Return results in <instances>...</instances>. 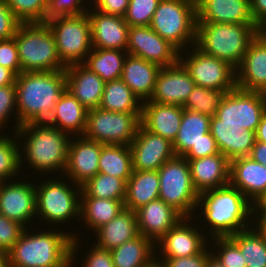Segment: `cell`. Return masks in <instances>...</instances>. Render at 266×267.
I'll list each match as a JSON object with an SVG mask.
<instances>
[{
  "instance_id": "cell-6",
  "label": "cell",
  "mask_w": 266,
  "mask_h": 267,
  "mask_svg": "<svg viewBox=\"0 0 266 267\" xmlns=\"http://www.w3.org/2000/svg\"><path fill=\"white\" fill-rule=\"evenodd\" d=\"M14 37L21 73L66 69L57 53L53 33L46 23H21Z\"/></svg>"
},
{
  "instance_id": "cell-53",
  "label": "cell",
  "mask_w": 266,
  "mask_h": 267,
  "mask_svg": "<svg viewBox=\"0 0 266 267\" xmlns=\"http://www.w3.org/2000/svg\"><path fill=\"white\" fill-rule=\"evenodd\" d=\"M82 267H114L112 254L109 250L92 245Z\"/></svg>"
},
{
  "instance_id": "cell-56",
  "label": "cell",
  "mask_w": 266,
  "mask_h": 267,
  "mask_svg": "<svg viewBox=\"0 0 266 267\" xmlns=\"http://www.w3.org/2000/svg\"><path fill=\"white\" fill-rule=\"evenodd\" d=\"M249 157L266 166V143L255 141Z\"/></svg>"
},
{
  "instance_id": "cell-32",
  "label": "cell",
  "mask_w": 266,
  "mask_h": 267,
  "mask_svg": "<svg viewBox=\"0 0 266 267\" xmlns=\"http://www.w3.org/2000/svg\"><path fill=\"white\" fill-rule=\"evenodd\" d=\"M158 170L133 171L126 182L124 208L136 211L159 198Z\"/></svg>"
},
{
  "instance_id": "cell-12",
  "label": "cell",
  "mask_w": 266,
  "mask_h": 267,
  "mask_svg": "<svg viewBox=\"0 0 266 267\" xmlns=\"http://www.w3.org/2000/svg\"><path fill=\"white\" fill-rule=\"evenodd\" d=\"M266 110V95L235 88L226 93L217 109L219 124H239L255 131Z\"/></svg>"
},
{
  "instance_id": "cell-3",
  "label": "cell",
  "mask_w": 266,
  "mask_h": 267,
  "mask_svg": "<svg viewBox=\"0 0 266 267\" xmlns=\"http://www.w3.org/2000/svg\"><path fill=\"white\" fill-rule=\"evenodd\" d=\"M253 204L237 188L230 183L215 189L199 193L197 206H202V215L211 227V239L215 237H230L245 230L249 224L248 218L253 214ZM252 214V215H251Z\"/></svg>"
},
{
  "instance_id": "cell-9",
  "label": "cell",
  "mask_w": 266,
  "mask_h": 267,
  "mask_svg": "<svg viewBox=\"0 0 266 267\" xmlns=\"http://www.w3.org/2000/svg\"><path fill=\"white\" fill-rule=\"evenodd\" d=\"M158 175L159 199L173 207L183 217L191 218L197 208L199 193L192 184L188 160L175 155L158 169Z\"/></svg>"
},
{
  "instance_id": "cell-43",
  "label": "cell",
  "mask_w": 266,
  "mask_h": 267,
  "mask_svg": "<svg viewBox=\"0 0 266 267\" xmlns=\"http://www.w3.org/2000/svg\"><path fill=\"white\" fill-rule=\"evenodd\" d=\"M21 23H45L49 0H4Z\"/></svg>"
},
{
  "instance_id": "cell-8",
  "label": "cell",
  "mask_w": 266,
  "mask_h": 267,
  "mask_svg": "<svg viewBox=\"0 0 266 267\" xmlns=\"http://www.w3.org/2000/svg\"><path fill=\"white\" fill-rule=\"evenodd\" d=\"M45 23L53 33L61 62L65 66L83 63L93 49L88 13L55 16Z\"/></svg>"
},
{
  "instance_id": "cell-21",
  "label": "cell",
  "mask_w": 266,
  "mask_h": 267,
  "mask_svg": "<svg viewBox=\"0 0 266 267\" xmlns=\"http://www.w3.org/2000/svg\"><path fill=\"white\" fill-rule=\"evenodd\" d=\"M89 11V12H88ZM91 24L92 47L126 51L129 25L124 17L87 10Z\"/></svg>"
},
{
  "instance_id": "cell-55",
  "label": "cell",
  "mask_w": 266,
  "mask_h": 267,
  "mask_svg": "<svg viewBox=\"0 0 266 267\" xmlns=\"http://www.w3.org/2000/svg\"><path fill=\"white\" fill-rule=\"evenodd\" d=\"M250 10L254 22L261 28L266 24V0H250Z\"/></svg>"
},
{
  "instance_id": "cell-23",
  "label": "cell",
  "mask_w": 266,
  "mask_h": 267,
  "mask_svg": "<svg viewBox=\"0 0 266 267\" xmlns=\"http://www.w3.org/2000/svg\"><path fill=\"white\" fill-rule=\"evenodd\" d=\"M138 231L153 243L159 241L170 229L184 218L161 199L141 206L136 211Z\"/></svg>"
},
{
  "instance_id": "cell-20",
  "label": "cell",
  "mask_w": 266,
  "mask_h": 267,
  "mask_svg": "<svg viewBox=\"0 0 266 267\" xmlns=\"http://www.w3.org/2000/svg\"><path fill=\"white\" fill-rule=\"evenodd\" d=\"M190 219L192 217L182 218L158 241L162 258L189 257L200 254L208 248L203 232L188 224L191 222Z\"/></svg>"
},
{
  "instance_id": "cell-5",
  "label": "cell",
  "mask_w": 266,
  "mask_h": 267,
  "mask_svg": "<svg viewBox=\"0 0 266 267\" xmlns=\"http://www.w3.org/2000/svg\"><path fill=\"white\" fill-rule=\"evenodd\" d=\"M260 30L257 24L197 23L195 46L236 69Z\"/></svg>"
},
{
  "instance_id": "cell-64",
  "label": "cell",
  "mask_w": 266,
  "mask_h": 267,
  "mask_svg": "<svg viewBox=\"0 0 266 267\" xmlns=\"http://www.w3.org/2000/svg\"><path fill=\"white\" fill-rule=\"evenodd\" d=\"M260 32L263 33L266 36V24L261 27Z\"/></svg>"
},
{
  "instance_id": "cell-18",
  "label": "cell",
  "mask_w": 266,
  "mask_h": 267,
  "mask_svg": "<svg viewBox=\"0 0 266 267\" xmlns=\"http://www.w3.org/2000/svg\"><path fill=\"white\" fill-rule=\"evenodd\" d=\"M195 85L188 70L178 61L174 65L161 67L149 101L183 106Z\"/></svg>"
},
{
  "instance_id": "cell-48",
  "label": "cell",
  "mask_w": 266,
  "mask_h": 267,
  "mask_svg": "<svg viewBox=\"0 0 266 267\" xmlns=\"http://www.w3.org/2000/svg\"><path fill=\"white\" fill-rule=\"evenodd\" d=\"M83 0H49L48 18L55 16L81 15L87 12V8L81 4Z\"/></svg>"
},
{
  "instance_id": "cell-52",
  "label": "cell",
  "mask_w": 266,
  "mask_h": 267,
  "mask_svg": "<svg viewBox=\"0 0 266 267\" xmlns=\"http://www.w3.org/2000/svg\"><path fill=\"white\" fill-rule=\"evenodd\" d=\"M218 153H220V151L217 143L209 132L204 135V139H202L196 146H193L183 157L186 159H199L210 155H216Z\"/></svg>"
},
{
  "instance_id": "cell-37",
  "label": "cell",
  "mask_w": 266,
  "mask_h": 267,
  "mask_svg": "<svg viewBox=\"0 0 266 267\" xmlns=\"http://www.w3.org/2000/svg\"><path fill=\"white\" fill-rule=\"evenodd\" d=\"M140 100L131 89L121 80L105 83L100 109L110 112L141 113Z\"/></svg>"
},
{
  "instance_id": "cell-13",
  "label": "cell",
  "mask_w": 266,
  "mask_h": 267,
  "mask_svg": "<svg viewBox=\"0 0 266 267\" xmlns=\"http://www.w3.org/2000/svg\"><path fill=\"white\" fill-rule=\"evenodd\" d=\"M186 57L179 61L188 70L194 83L201 87L231 91L236 88V71L229 63L203 53L195 45Z\"/></svg>"
},
{
  "instance_id": "cell-19",
  "label": "cell",
  "mask_w": 266,
  "mask_h": 267,
  "mask_svg": "<svg viewBox=\"0 0 266 267\" xmlns=\"http://www.w3.org/2000/svg\"><path fill=\"white\" fill-rule=\"evenodd\" d=\"M28 182L0 184V213L23 226L36 214V188ZM28 221V222H27Z\"/></svg>"
},
{
  "instance_id": "cell-54",
  "label": "cell",
  "mask_w": 266,
  "mask_h": 267,
  "mask_svg": "<svg viewBox=\"0 0 266 267\" xmlns=\"http://www.w3.org/2000/svg\"><path fill=\"white\" fill-rule=\"evenodd\" d=\"M130 0H95L94 9L105 14L124 17Z\"/></svg>"
},
{
  "instance_id": "cell-45",
  "label": "cell",
  "mask_w": 266,
  "mask_h": 267,
  "mask_svg": "<svg viewBox=\"0 0 266 267\" xmlns=\"http://www.w3.org/2000/svg\"><path fill=\"white\" fill-rule=\"evenodd\" d=\"M212 241L218 245L216 253L212 255L225 267H247L239 247L229 237H215Z\"/></svg>"
},
{
  "instance_id": "cell-4",
  "label": "cell",
  "mask_w": 266,
  "mask_h": 267,
  "mask_svg": "<svg viewBox=\"0 0 266 267\" xmlns=\"http://www.w3.org/2000/svg\"><path fill=\"white\" fill-rule=\"evenodd\" d=\"M18 138L25 139L24 146L25 156L23 160L27 159V163L31 165L34 170L45 173L52 171L64 172L67 163V154L70 143V136L68 133L60 131L55 126L47 124H31L26 123L15 131ZM29 134V136H28ZM69 136V137H68ZM29 161V162H28ZM58 169V170H57Z\"/></svg>"
},
{
  "instance_id": "cell-27",
  "label": "cell",
  "mask_w": 266,
  "mask_h": 267,
  "mask_svg": "<svg viewBox=\"0 0 266 267\" xmlns=\"http://www.w3.org/2000/svg\"><path fill=\"white\" fill-rule=\"evenodd\" d=\"M187 160L192 184L198 193L229 184L230 160L222 153Z\"/></svg>"
},
{
  "instance_id": "cell-33",
  "label": "cell",
  "mask_w": 266,
  "mask_h": 267,
  "mask_svg": "<svg viewBox=\"0 0 266 267\" xmlns=\"http://www.w3.org/2000/svg\"><path fill=\"white\" fill-rule=\"evenodd\" d=\"M211 117L183 108V117L175 140L172 142L176 156H184L209 133Z\"/></svg>"
},
{
  "instance_id": "cell-25",
  "label": "cell",
  "mask_w": 266,
  "mask_h": 267,
  "mask_svg": "<svg viewBox=\"0 0 266 267\" xmlns=\"http://www.w3.org/2000/svg\"><path fill=\"white\" fill-rule=\"evenodd\" d=\"M66 90L88 111L99 108L105 82L82 63L66 66Z\"/></svg>"
},
{
  "instance_id": "cell-42",
  "label": "cell",
  "mask_w": 266,
  "mask_h": 267,
  "mask_svg": "<svg viewBox=\"0 0 266 267\" xmlns=\"http://www.w3.org/2000/svg\"><path fill=\"white\" fill-rule=\"evenodd\" d=\"M14 136L12 139V136L0 135V181L2 182L3 180L4 182L7 181L8 178L11 180L12 176L15 177L24 163L22 161L23 155L18 149L20 144H18L15 132Z\"/></svg>"
},
{
  "instance_id": "cell-61",
  "label": "cell",
  "mask_w": 266,
  "mask_h": 267,
  "mask_svg": "<svg viewBox=\"0 0 266 267\" xmlns=\"http://www.w3.org/2000/svg\"><path fill=\"white\" fill-rule=\"evenodd\" d=\"M255 209L258 211H266V194L253 206V213H255Z\"/></svg>"
},
{
  "instance_id": "cell-22",
  "label": "cell",
  "mask_w": 266,
  "mask_h": 267,
  "mask_svg": "<svg viewBox=\"0 0 266 267\" xmlns=\"http://www.w3.org/2000/svg\"><path fill=\"white\" fill-rule=\"evenodd\" d=\"M229 183L255 205L266 194V166L249 156L234 158Z\"/></svg>"
},
{
  "instance_id": "cell-28",
  "label": "cell",
  "mask_w": 266,
  "mask_h": 267,
  "mask_svg": "<svg viewBox=\"0 0 266 267\" xmlns=\"http://www.w3.org/2000/svg\"><path fill=\"white\" fill-rule=\"evenodd\" d=\"M141 105V125L151 133L173 142L180 128L183 107L149 100Z\"/></svg>"
},
{
  "instance_id": "cell-51",
  "label": "cell",
  "mask_w": 266,
  "mask_h": 267,
  "mask_svg": "<svg viewBox=\"0 0 266 267\" xmlns=\"http://www.w3.org/2000/svg\"><path fill=\"white\" fill-rule=\"evenodd\" d=\"M212 251L206 249L200 253L189 257L163 258L159 260L165 267H205Z\"/></svg>"
},
{
  "instance_id": "cell-39",
  "label": "cell",
  "mask_w": 266,
  "mask_h": 267,
  "mask_svg": "<svg viewBox=\"0 0 266 267\" xmlns=\"http://www.w3.org/2000/svg\"><path fill=\"white\" fill-rule=\"evenodd\" d=\"M251 227L229 238L239 247L247 267H266V240Z\"/></svg>"
},
{
  "instance_id": "cell-17",
  "label": "cell",
  "mask_w": 266,
  "mask_h": 267,
  "mask_svg": "<svg viewBox=\"0 0 266 267\" xmlns=\"http://www.w3.org/2000/svg\"><path fill=\"white\" fill-rule=\"evenodd\" d=\"M236 71V88L266 94V36L259 32L251 41Z\"/></svg>"
},
{
  "instance_id": "cell-44",
  "label": "cell",
  "mask_w": 266,
  "mask_h": 267,
  "mask_svg": "<svg viewBox=\"0 0 266 267\" xmlns=\"http://www.w3.org/2000/svg\"><path fill=\"white\" fill-rule=\"evenodd\" d=\"M161 0H130L124 16L130 27L150 26L154 12Z\"/></svg>"
},
{
  "instance_id": "cell-7",
  "label": "cell",
  "mask_w": 266,
  "mask_h": 267,
  "mask_svg": "<svg viewBox=\"0 0 266 267\" xmlns=\"http://www.w3.org/2000/svg\"><path fill=\"white\" fill-rule=\"evenodd\" d=\"M150 27L182 55L187 44H196V0H161Z\"/></svg>"
},
{
  "instance_id": "cell-62",
  "label": "cell",
  "mask_w": 266,
  "mask_h": 267,
  "mask_svg": "<svg viewBox=\"0 0 266 267\" xmlns=\"http://www.w3.org/2000/svg\"><path fill=\"white\" fill-rule=\"evenodd\" d=\"M0 267H11L8 254L0 253Z\"/></svg>"
},
{
  "instance_id": "cell-29",
  "label": "cell",
  "mask_w": 266,
  "mask_h": 267,
  "mask_svg": "<svg viewBox=\"0 0 266 267\" xmlns=\"http://www.w3.org/2000/svg\"><path fill=\"white\" fill-rule=\"evenodd\" d=\"M160 69L155 63L127 54L120 79L142 103L152 96Z\"/></svg>"
},
{
  "instance_id": "cell-35",
  "label": "cell",
  "mask_w": 266,
  "mask_h": 267,
  "mask_svg": "<svg viewBox=\"0 0 266 267\" xmlns=\"http://www.w3.org/2000/svg\"><path fill=\"white\" fill-rule=\"evenodd\" d=\"M80 217L90 230L96 231L124 210V201L96 197H80ZM82 215V216H81Z\"/></svg>"
},
{
  "instance_id": "cell-59",
  "label": "cell",
  "mask_w": 266,
  "mask_h": 267,
  "mask_svg": "<svg viewBox=\"0 0 266 267\" xmlns=\"http://www.w3.org/2000/svg\"><path fill=\"white\" fill-rule=\"evenodd\" d=\"M256 141L266 143V110L262 115L261 121L255 132Z\"/></svg>"
},
{
  "instance_id": "cell-11",
  "label": "cell",
  "mask_w": 266,
  "mask_h": 267,
  "mask_svg": "<svg viewBox=\"0 0 266 267\" xmlns=\"http://www.w3.org/2000/svg\"><path fill=\"white\" fill-rule=\"evenodd\" d=\"M61 180L46 179L36 188V214L39 219L60 224L72 218H80L81 189L74 191ZM78 192V193H77ZM78 199V200H77ZM70 218V219H69Z\"/></svg>"
},
{
  "instance_id": "cell-41",
  "label": "cell",
  "mask_w": 266,
  "mask_h": 267,
  "mask_svg": "<svg viewBox=\"0 0 266 267\" xmlns=\"http://www.w3.org/2000/svg\"><path fill=\"white\" fill-rule=\"evenodd\" d=\"M227 92L195 85L182 107L213 117Z\"/></svg>"
},
{
  "instance_id": "cell-46",
  "label": "cell",
  "mask_w": 266,
  "mask_h": 267,
  "mask_svg": "<svg viewBox=\"0 0 266 267\" xmlns=\"http://www.w3.org/2000/svg\"><path fill=\"white\" fill-rule=\"evenodd\" d=\"M0 213V253H8L26 229Z\"/></svg>"
},
{
  "instance_id": "cell-1",
  "label": "cell",
  "mask_w": 266,
  "mask_h": 267,
  "mask_svg": "<svg viewBox=\"0 0 266 267\" xmlns=\"http://www.w3.org/2000/svg\"><path fill=\"white\" fill-rule=\"evenodd\" d=\"M17 115L14 129L31 124H47L53 119L56 103L66 90V72H22L15 79Z\"/></svg>"
},
{
  "instance_id": "cell-24",
  "label": "cell",
  "mask_w": 266,
  "mask_h": 267,
  "mask_svg": "<svg viewBox=\"0 0 266 267\" xmlns=\"http://www.w3.org/2000/svg\"><path fill=\"white\" fill-rule=\"evenodd\" d=\"M197 23L256 24L250 0H196Z\"/></svg>"
},
{
  "instance_id": "cell-38",
  "label": "cell",
  "mask_w": 266,
  "mask_h": 267,
  "mask_svg": "<svg viewBox=\"0 0 266 267\" xmlns=\"http://www.w3.org/2000/svg\"><path fill=\"white\" fill-rule=\"evenodd\" d=\"M99 172L124 179L133 172L132 154L128 145H103L99 158Z\"/></svg>"
},
{
  "instance_id": "cell-34",
  "label": "cell",
  "mask_w": 266,
  "mask_h": 267,
  "mask_svg": "<svg viewBox=\"0 0 266 267\" xmlns=\"http://www.w3.org/2000/svg\"><path fill=\"white\" fill-rule=\"evenodd\" d=\"M142 234L111 250L114 267H146L156 259L155 245Z\"/></svg>"
},
{
  "instance_id": "cell-60",
  "label": "cell",
  "mask_w": 266,
  "mask_h": 267,
  "mask_svg": "<svg viewBox=\"0 0 266 267\" xmlns=\"http://www.w3.org/2000/svg\"><path fill=\"white\" fill-rule=\"evenodd\" d=\"M205 267H225V266L211 254L206 262Z\"/></svg>"
},
{
  "instance_id": "cell-63",
  "label": "cell",
  "mask_w": 266,
  "mask_h": 267,
  "mask_svg": "<svg viewBox=\"0 0 266 267\" xmlns=\"http://www.w3.org/2000/svg\"><path fill=\"white\" fill-rule=\"evenodd\" d=\"M146 267H165L159 260L154 259L150 264H148Z\"/></svg>"
},
{
  "instance_id": "cell-50",
  "label": "cell",
  "mask_w": 266,
  "mask_h": 267,
  "mask_svg": "<svg viewBox=\"0 0 266 267\" xmlns=\"http://www.w3.org/2000/svg\"><path fill=\"white\" fill-rule=\"evenodd\" d=\"M13 110L17 113L15 84L0 87V129L4 128L3 125L7 123V119H10L8 116L13 113Z\"/></svg>"
},
{
  "instance_id": "cell-26",
  "label": "cell",
  "mask_w": 266,
  "mask_h": 267,
  "mask_svg": "<svg viewBox=\"0 0 266 267\" xmlns=\"http://www.w3.org/2000/svg\"><path fill=\"white\" fill-rule=\"evenodd\" d=\"M209 130L220 153L229 160L249 156L256 141L255 131L239 124H219L216 116L211 117Z\"/></svg>"
},
{
  "instance_id": "cell-49",
  "label": "cell",
  "mask_w": 266,
  "mask_h": 267,
  "mask_svg": "<svg viewBox=\"0 0 266 267\" xmlns=\"http://www.w3.org/2000/svg\"><path fill=\"white\" fill-rule=\"evenodd\" d=\"M21 22L4 0H0V40L11 39Z\"/></svg>"
},
{
  "instance_id": "cell-16",
  "label": "cell",
  "mask_w": 266,
  "mask_h": 267,
  "mask_svg": "<svg viewBox=\"0 0 266 267\" xmlns=\"http://www.w3.org/2000/svg\"><path fill=\"white\" fill-rule=\"evenodd\" d=\"M80 137L69 143L67 163L63 172L77 189H81L83 184L99 173V158L103 146L102 143Z\"/></svg>"
},
{
  "instance_id": "cell-2",
  "label": "cell",
  "mask_w": 266,
  "mask_h": 267,
  "mask_svg": "<svg viewBox=\"0 0 266 267\" xmlns=\"http://www.w3.org/2000/svg\"><path fill=\"white\" fill-rule=\"evenodd\" d=\"M28 233L26 228L7 253L11 267H70L73 264L79 246L76 234L52 230Z\"/></svg>"
},
{
  "instance_id": "cell-30",
  "label": "cell",
  "mask_w": 266,
  "mask_h": 267,
  "mask_svg": "<svg viewBox=\"0 0 266 267\" xmlns=\"http://www.w3.org/2000/svg\"><path fill=\"white\" fill-rule=\"evenodd\" d=\"M97 246L113 250L139 235L135 211L124 209L115 218L95 231Z\"/></svg>"
},
{
  "instance_id": "cell-36",
  "label": "cell",
  "mask_w": 266,
  "mask_h": 267,
  "mask_svg": "<svg viewBox=\"0 0 266 267\" xmlns=\"http://www.w3.org/2000/svg\"><path fill=\"white\" fill-rule=\"evenodd\" d=\"M127 54L123 50L93 48L82 64L106 83L121 78Z\"/></svg>"
},
{
  "instance_id": "cell-10",
  "label": "cell",
  "mask_w": 266,
  "mask_h": 267,
  "mask_svg": "<svg viewBox=\"0 0 266 267\" xmlns=\"http://www.w3.org/2000/svg\"><path fill=\"white\" fill-rule=\"evenodd\" d=\"M141 125V113L110 112L100 108L87 112L84 137L103 145H130Z\"/></svg>"
},
{
  "instance_id": "cell-15",
  "label": "cell",
  "mask_w": 266,
  "mask_h": 267,
  "mask_svg": "<svg viewBox=\"0 0 266 267\" xmlns=\"http://www.w3.org/2000/svg\"><path fill=\"white\" fill-rule=\"evenodd\" d=\"M132 154L133 171L158 170L175 156L172 142L151 133L142 125L129 145Z\"/></svg>"
},
{
  "instance_id": "cell-40",
  "label": "cell",
  "mask_w": 266,
  "mask_h": 267,
  "mask_svg": "<svg viewBox=\"0 0 266 267\" xmlns=\"http://www.w3.org/2000/svg\"><path fill=\"white\" fill-rule=\"evenodd\" d=\"M126 181L105 173H97L81 186L82 197L125 200Z\"/></svg>"
},
{
  "instance_id": "cell-58",
  "label": "cell",
  "mask_w": 266,
  "mask_h": 267,
  "mask_svg": "<svg viewBox=\"0 0 266 267\" xmlns=\"http://www.w3.org/2000/svg\"><path fill=\"white\" fill-rule=\"evenodd\" d=\"M256 213H258V217L255 218V220H257L256 222H258L256 224L255 228L256 231L266 240V211H256Z\"/></svg>"
},
{
  "instance_id": "cell-14",
  "label": "cell",
  "mask_w": 266,
  "mask_h": 267,
  "mask_svg": "<svg viewBox=\"0 0 266 267\" xmlns=\"http://www.w3.org/2000/svg\"><path fill=\"white\" fill-rule=\"evenodd\" d=\"M126 51L160 67L176 64L180 56L179 51L150 26L129 27Z\"/></svg>"
},
{
  "instance_id": "cell-47",
  "label": "cell",
  "mask_w": 266,
  "mask_h": 267,
  "mask_svg": "<svg viewBox=\"0 0 266 267\" xmlns=\"http://www.w3.org/2000/svg\"><path fill=\"white\" fill-rule=\"evenodd\" d=\"M0 65L10 69L16 76L21 73V64L15 37L0 40Z\"/></svg>"
},
{
  "instance_id": "cell-31",
  "label": "cell",
  "mask_w": 266,
  "mask_h": 267,
  "mask_svg": "<svg viewBox=\"0 0 266 267\" xmlns=\"http://www.w3.org/2000/svg\"><path fill=\"white\" fill-rule=\"evenodd\" d=\"M87 112L88 110L68 90H65L56 103L53 119L49 124L69 135L73 133L77 136L79 133L80 137L86 130Z\"/></svg>"
},
{
  "instance_id": "cell-57",
  "label": "cell",
  "mask_w": 266,
  "mask_h": 267,
  "mask_svg": "<svg viewBox=\"0 0 266 267\" xmlns=\"http://www.w3.org/2000/svg\"><path fill=\"white\" fill-rule=\"evenodd\" d=\"M16 75L8 68L0 65V87L14 85Z\"/></svg>"
}]
</instances>
